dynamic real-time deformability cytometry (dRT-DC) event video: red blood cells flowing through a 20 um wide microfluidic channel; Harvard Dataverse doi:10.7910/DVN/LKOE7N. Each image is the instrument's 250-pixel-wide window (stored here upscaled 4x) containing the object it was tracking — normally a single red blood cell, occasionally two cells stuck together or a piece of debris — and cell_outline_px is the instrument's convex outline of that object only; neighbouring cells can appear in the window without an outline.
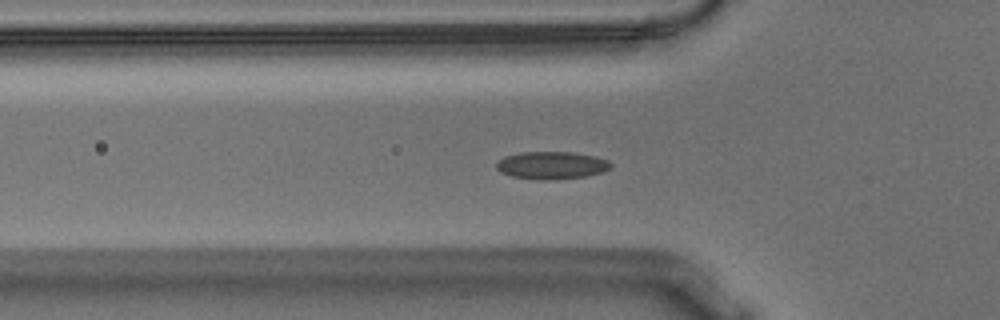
{"species": "Egyptian fruit bat (a non-hibernating species)", "species_latin": "Rousettus aegyptiacus", "temperature_condition": "warm", "stored_images_in_passage": 56, "camera_frame_rate_fps": 3000, "um_per_image_px": 0.085, "animal": {"sex": "male"}, "frame": {"image": 1, "passage_image": 18, "time_ms": 5.667, "image_size_px": [1000, 320], "cell_outline_px": [[612, 168], [604, 172], [584, 176], [512, 176], [500, 172], [496, 168], [496, 164], [504, 156], [520, 152], [572, 152], [596, 156], [608, 160], [612, 164]], "centroid_in_image_um": [46.94, 13.97], "position_along_channel_um": 78.9, "area_um2": 17.28}}
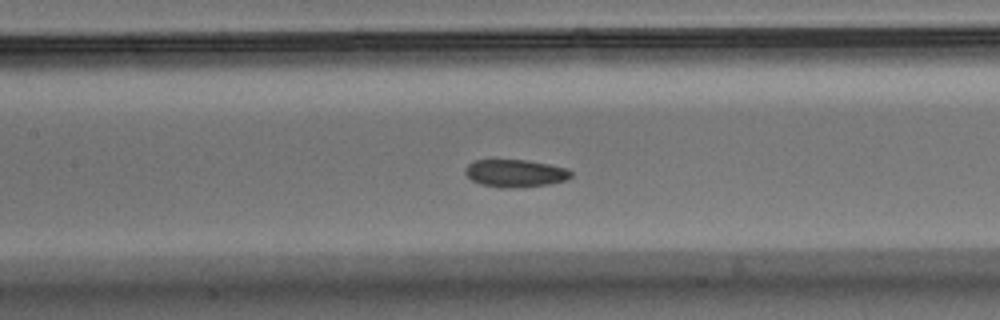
{"frame": {"image": 2, "passage_image": 25, "time_ms": 8.0, "image_size_px": [1000, 320], "cell_outline_px": [[572, 176], [568, 180], [548, 184], [512, 188], [508, 188], [480, 184], [472, 180], [464, 172], [464, 168], [468, 164], [476, 160], [528, 160], [568, 168], [572, 172]], "centroid_in_image_um": [43.82, 14.72], "position_along_channel_um": 163.6, "area_um2": 16.99}}
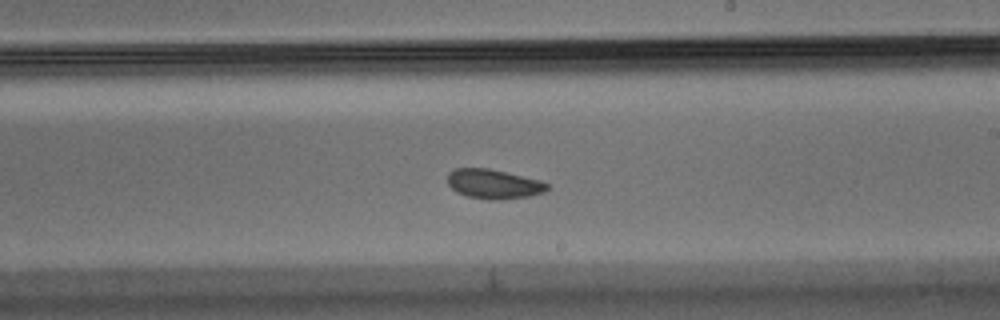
{"frame": {"image": 3, "passage_image": 32, "time_ms": 10.333, "image_size_px": [1000, 320], "cell_outline_px": [[548, 188], [544, 192], [528, 196], [500, 200], [488, 200], [468, 196], [456, 192], [448, 184], [448, 172], [452, 168], [488, 168], [540, 180], [548, 184]], "centroid_in_image_um": [41.93, 15.64], "position_along_channel_um": 247.1, "area_um2": 17.11}, "authors_computed_cell_mechanics": {"area_um2": 17.5712, "velocity_mm_per_s": 3.5849, "shape_relaxation_time_tau1_ms": 4.2581, "shape_relaxation_time_tau2_ms": 9.7821, "deformation_change_tau1": 0.1003, "deformation_change_tau2": 0.1299}}